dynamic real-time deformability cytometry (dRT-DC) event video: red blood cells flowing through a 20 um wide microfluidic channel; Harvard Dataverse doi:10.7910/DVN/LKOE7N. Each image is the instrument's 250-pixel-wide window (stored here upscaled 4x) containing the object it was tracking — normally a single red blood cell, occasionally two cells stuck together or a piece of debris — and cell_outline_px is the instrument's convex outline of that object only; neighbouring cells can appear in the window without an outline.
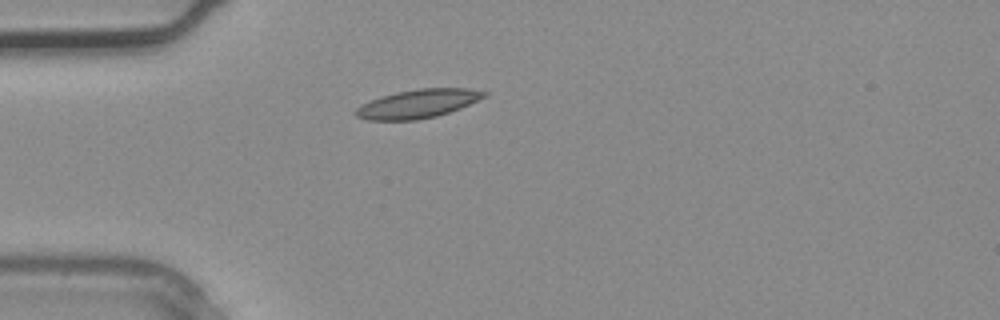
{"species": "common noctule bat (a hibernating species)", "species_latin": "Nyctalus noctula", "temperature_condition": "warm", "stored_images_in_passage": 2, "camera_frame_rate_fps": 3000, "um_per_image_px": 0.085, "animal": {"sex": "male", "body_mass_g": 20.4}, "frame": {"image": 1, "passage_image": 2, "time_ms": 0.333, "image_size_px": [1000, 320], "cell_outline_px": [[488, 96], [460, 108], [436, 116], [416, 120], [368, 120], [356, 116], [352, 112], [360, 104], [396, 92], [420, 88], [468, 88], [488, 92]], "centroid_in_image_um": [35.53, 8.81], "position_along_channel_um": 49.5, "area_um2": 21.39}}